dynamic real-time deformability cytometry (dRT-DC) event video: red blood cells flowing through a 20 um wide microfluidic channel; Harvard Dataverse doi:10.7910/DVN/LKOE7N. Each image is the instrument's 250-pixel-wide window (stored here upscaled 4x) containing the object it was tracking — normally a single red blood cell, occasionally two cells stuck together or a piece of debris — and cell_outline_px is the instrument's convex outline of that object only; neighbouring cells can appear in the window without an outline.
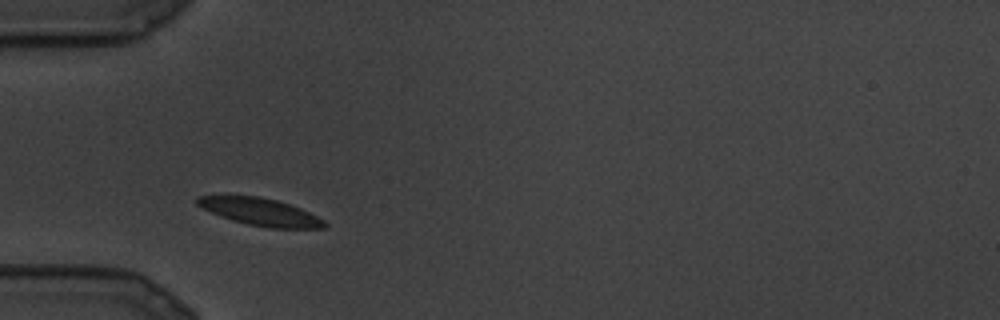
{"species": "common noctule bat (a hibernating species)", "species_latin": "Nyctalus noctula", "temperature_condition": "cold", "stored_images_in_passage": 3, "camera_frame_rate_fps": 3000, "um_per_image_px": 0.085, "animal": {"sex": "male", "body_mass_g": 19.5, "forearm_length_mm": 54.6}, "frame": {"image": 1, "passage_image": 1, "time_ms": 0.0, "image_size_px": [1000, 320], "cell_outline_px": [[328, 224], [324, 228], [268, 228], [248, 224], [232, 220], [220, 216], [196, 204], [196, 196], [224, 192], [260, 196], [276, 200], [300, 208], [324, 220]], "centroid_in_image_um": [22.01, 17.95], "position_along_channel_um": 63.0, "area_um2": 20.92}}